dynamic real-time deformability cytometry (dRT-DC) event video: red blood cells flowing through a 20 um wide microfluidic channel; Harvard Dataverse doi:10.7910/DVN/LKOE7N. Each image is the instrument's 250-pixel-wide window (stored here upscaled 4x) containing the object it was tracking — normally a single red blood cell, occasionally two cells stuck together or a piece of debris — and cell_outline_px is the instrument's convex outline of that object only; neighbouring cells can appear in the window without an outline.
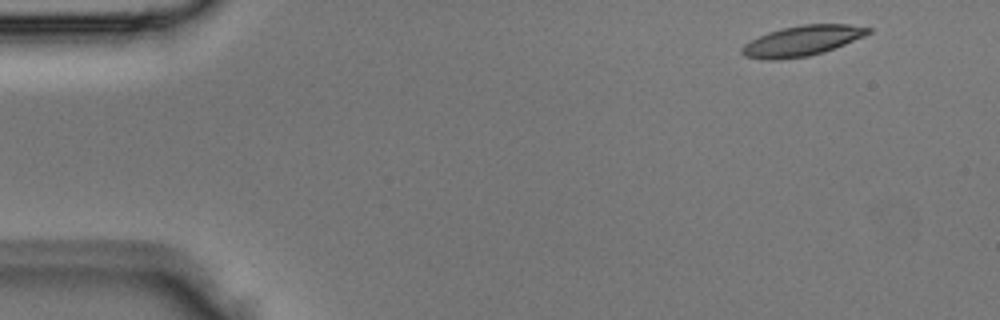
{"species": "Egyptian fruit bat (a non-hibernating species)", "species_latin": "Rousettus aegyptiacus", "temperature_condition": "room temperature", "stored_images_in_passage": 3, "camera_frame_rate_fps": 3000, "um_per_image_px": 0.085, "animal": {"sex": "male"}, "frame": {"image": 1, "passage_image": 1, "time_ms": 0.0, "image_size_px": [1000, 320], "cell_outline_px": [[872, 32], [864, 36], [824, 52], [808, 56], [780, 60], [768, 60], [744, 56], [740, 52], [740, 48], [744, 44], [768, 32], [784, 28], [804, 24], [848, 24], [872, 28]], "centroid_in_image_um": [68.18, 3.47], "position_along_channel_um": 16.8, "area_um2": 22.2}}